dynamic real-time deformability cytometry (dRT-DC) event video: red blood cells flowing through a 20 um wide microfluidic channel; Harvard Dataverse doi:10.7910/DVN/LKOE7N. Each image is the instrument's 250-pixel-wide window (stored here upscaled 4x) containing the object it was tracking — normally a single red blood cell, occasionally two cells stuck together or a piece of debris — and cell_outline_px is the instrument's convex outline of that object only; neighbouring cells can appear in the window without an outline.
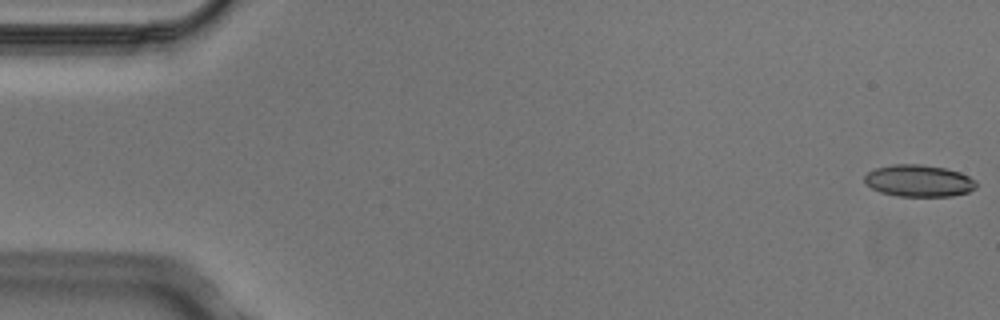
{"species": "Egyptian fruit bat (a non-hibernating species)", "species_latin": "Rousettus aegyptiacus", "temperature_condition": "cold", "stored_images_in_passage": 6, "camera_frame_rate_fps": 3000, "um_per_image_px": 0.085, "animal": {"sex": "male"}, "frame": {"image": 1, "passage_image": 1, "time_ms": 0.0, "image_size_px": [1000, 320], "cell_outline_px": [[976, 188], [968, 192], [952, 196], [896, 196], [880, 192], [872, 188], [864, 180], [864, 176], [868, 172], [876, 168], [892, 164], [920, 164], [944, 168], [960, 172], [976, 180]], "centroid_in_image_um": [78.11, 15.37], "position_along_channel_um": 6.9, "area_um2": 20.75}}
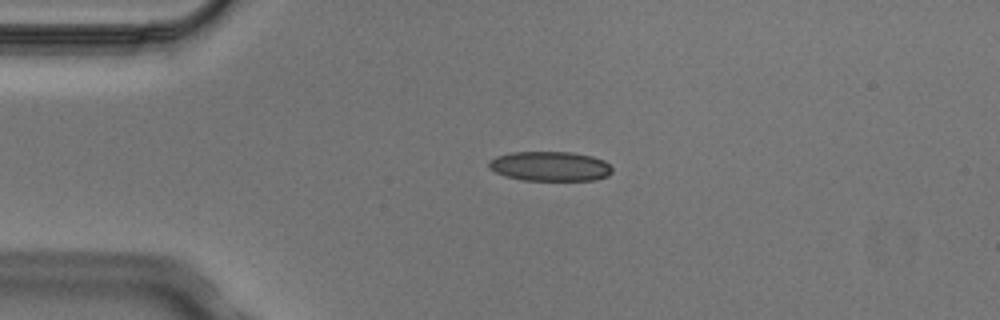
{"frame": {"image": 2, "passage_image": 4, "time_ms": 1.0, "image_size_px": [1000, 320], "cell_outline_px": [[612, 172], [608, 176], [596, 180], [524, 180], [504, 176], [488, 168], [488, 160], [496, 156], [512, 152], [572, 152], [592, 156], [604, 160], [612, 168]], "centroid_in_image_um": [46.74, 14.13], "position_along_channel_um": 38.3, "area_um2": 21.44}}
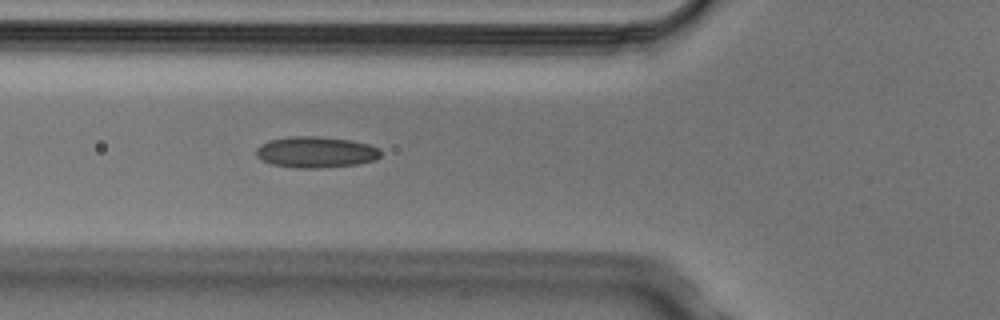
{"frame": {"image": 3, "passage_image": 6, "time_ms": 1.667, "image_size_px": [1000, 320], "cell_outline_px": [[380, 156], [376, 160], [356, 164], [320, 168], [296, 168], [272, 164], [260, 160], [256, 156], [256, 148], [260, 144], [268, 140], [288, 136], [316, 136], [352, 140], [368, 144], [380, 148]], "centroid_in_image_um": [26.82, 12.92], "position_along_channel_um": 99.0, "area_um2": 22.83}}